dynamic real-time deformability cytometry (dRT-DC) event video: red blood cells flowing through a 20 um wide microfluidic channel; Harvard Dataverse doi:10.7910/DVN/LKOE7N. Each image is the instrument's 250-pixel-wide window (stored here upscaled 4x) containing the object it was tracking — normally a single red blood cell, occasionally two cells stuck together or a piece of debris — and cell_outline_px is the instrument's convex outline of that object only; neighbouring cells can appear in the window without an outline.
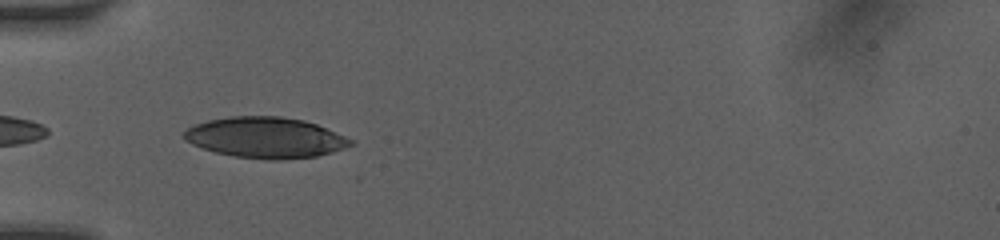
{"species": "human", "species_latin": "Homo sapiens", "temperature_condition": "room temperature", "stored_images_in_passage": 30, "camera_frame_rate_fps": 3000, "um_per_image_px": 0.085, "donor": {"sex": "female"}, "frame": {"image": 1, "passage_image": 1, "time_ms": 0.0, "image_size_px": [1000, 240], "cell_outline_px": [[356, 144], [332, 152], [316, 156], [280, 160], [268, 160], [236, 156], [216, 152], [200, 148], [184, 140], [184, 132], [188, 128], [196, 124], [208, 120], [232, 116], [280, 116], [304, 120], [316, 124], [344, 136], [352, 140]], "centroid_in_image_um": [22.56, 11.7], "position_along_channel_um": 62.4, "area_um2": 39.48}}
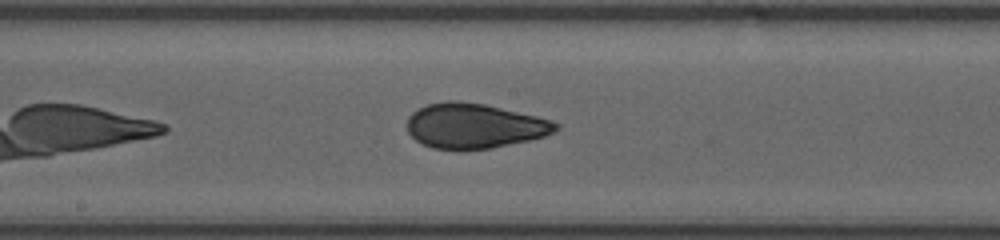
{"frame": {"image": 2, "passage_image": 11, "time_ms": 3.667, "image_size_px": [1000, 240], "cell_outline_px": [[560, 128], [556, 132], [544, 136], [528, 140], [492, 148], [432, 148], [416, 140], [408, 132], [408, 116], [412, 112], [428, 104], [448, 100], [456, 100], [484, 104], [536, 116], [560, 124]], "centroid_in_image_um": [40.33, 10.68], "position_along_channel_um": 207.9, "area_um2": 38.38}}
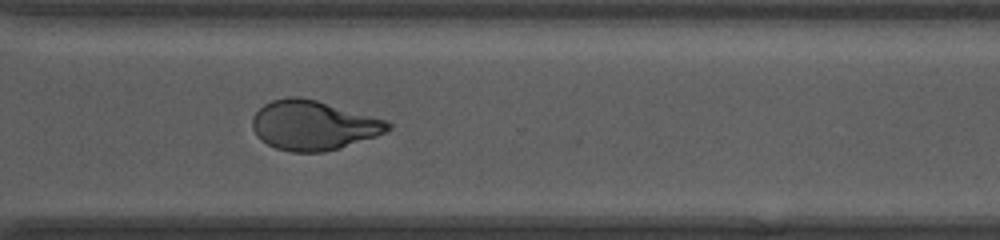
{"frame": {"image": 3, "passage_image": 21, "time_ms": 7.0, "image_size_px": [1000, 240], "cell_outline_px": [[392, 128], [376, 136], [340, 148], [324, 152], [292, 152], [276, 148], [268, 144], [256, 136], [252, 128], [252, 116], [264, 104], [272, 100], [288, 96], [300, 96], [316, 100], [388, 120], [392, 124]], "centroid_in_image_um": [26.63, 10.64], "position_along_channel_um": 344.0, "area_um2": 39.25}, "authors_computed_cell_mechanics": {"area_um2": 39.015, "velocity_mm_per_s": 4.1092, "shape_relaxation_time_tau1_ms": 7.3302, "shape_relaxation_time_tau2_ms": 1.1604, "deformation_change_tau1": 0.2225, "deformation_change_tau2": 0.0598}}